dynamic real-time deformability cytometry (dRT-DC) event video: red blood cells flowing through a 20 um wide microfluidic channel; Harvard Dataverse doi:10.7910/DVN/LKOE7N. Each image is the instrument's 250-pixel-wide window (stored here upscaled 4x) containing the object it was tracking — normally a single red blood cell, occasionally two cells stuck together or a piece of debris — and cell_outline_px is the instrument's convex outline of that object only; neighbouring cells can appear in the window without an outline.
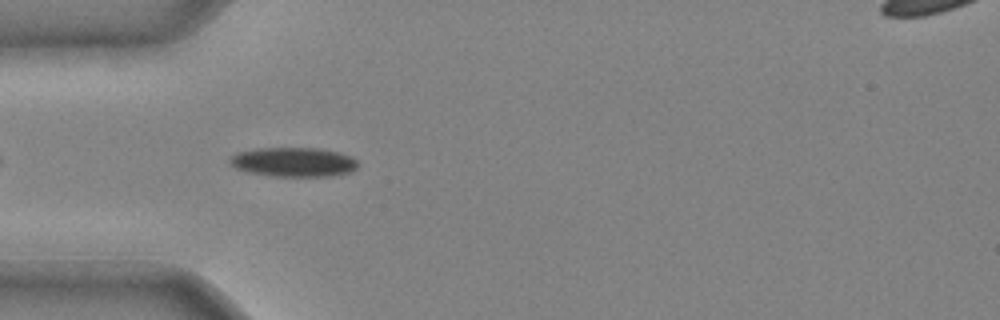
{"species": "common noctule bat (a hibernating species)", "species_latin": "Nyctalus noctula", "temperature_condition": "cold", "stored_images_in_passage": 32, "camera_frame_rate_fps": 3000, "um_per_image_px": 0.085, "animal": {"sex": "male", "body_mass_g": 20.4}, "frame": {"image": 1, "passage_image": 3, "time_ms": 0.667, "image_size_px": [1000, 320], "cell_outline_px": [[356, 168], [348, 172], [328, 176], [276, 176], [248, 172], [236, 168], [228, 160], [236, 152], [256, 148], [316, 148], [336, 152], [348, 156], [356, 160]], "centroid_in_image_um": [24.89, 13.77], "position_along_channel_um": 60.1, "area_um2": 21.5}}
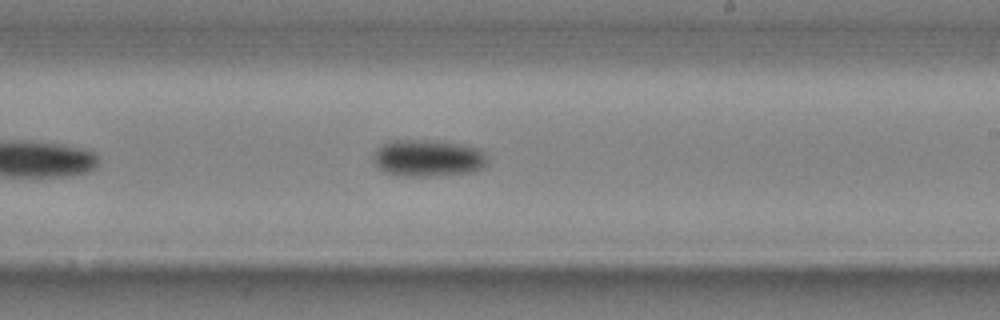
{"frame": {"image": 2, "passage_image": 16, "time_ms": 5.0, "image_size_px": [1000, 320], "cell_outline_px": [[488, 164], [484, 168], [472, 172], [436, 176], [396, 176], [384, 172], [376, 168], [372, 160], [372, 152], [380, 144], [388, 140], [428, 140], [460, 144], [480, 148], [488, 156]], "centroid_in_image_um": [36.33, 13.45], "position_along_channel_um": 252.7, "area_um2": 25.37}}
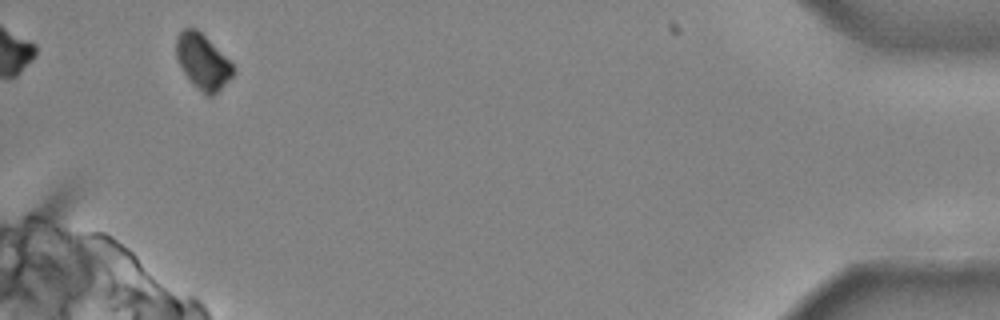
{"frame": {"image": 3, "passage_image": 31, "time_ms": 10.0, "image_size_px": [1000, 320], "cell_outline_px": [[236, 68], [232, 76], [212, 96], [204, 96], [184, 72], [176, 60], [176, 36], [184, 28], [196, 28]], "centroid_in_image_um": [17.2, 5.24], "position_along_channel_um": 418.0, "area_um2": 17.86}}